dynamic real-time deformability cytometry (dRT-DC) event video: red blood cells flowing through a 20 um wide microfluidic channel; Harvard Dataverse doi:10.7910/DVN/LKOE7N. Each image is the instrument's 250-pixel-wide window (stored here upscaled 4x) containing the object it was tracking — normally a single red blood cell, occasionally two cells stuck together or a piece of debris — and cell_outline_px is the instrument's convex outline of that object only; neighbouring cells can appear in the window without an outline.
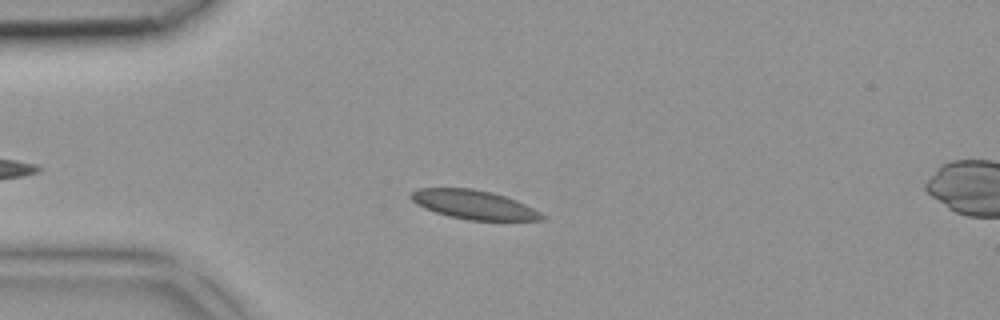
{"species": "common noctule bat (a hibernating species)", "species_latin": "Nyctalus noctula", "temperature_condition": "room temperature", "stored_images_in_passage": 36, "camera_frame_rate_fps": 3000, "um_per_image_px": 0.085, "animal": {"sex": "female", "body_mass_g": 18.4}, "frame": {"image": 1, "passage_image": 7, "time_ms": 2.0, "image_size_px": [1000, 320], "cell_outline_px": [[548, 216], [544, 220], [468, 220], [448, 216], [424, 208], [416, 204], [408, 196], [412, 192], [420, 188], [472, 188], [492, 192], [516, 200]], "centroid_in_image_um": [40.27, 17.4], "position_along_channel_um": 44.7, "area_um2": 22.08}}
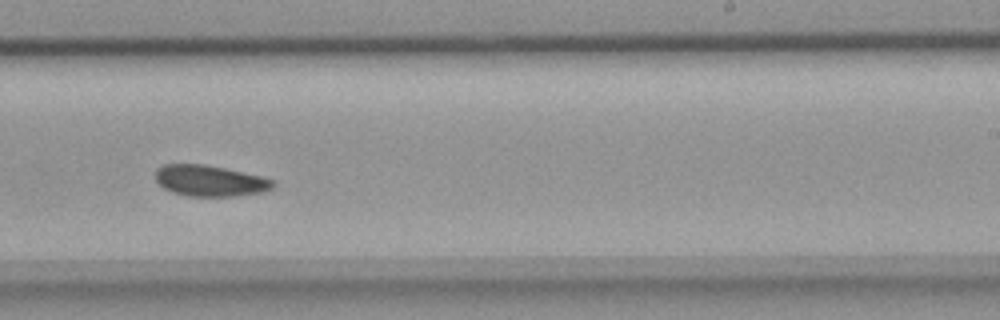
{"frame": {"image": 2, "passage_image": 23, "time_ms": 7.333, "image_size_px": [1000, 320], "cell_outline_px": [[276, 184], [272, 188], [260, 192], [236, 196], [188, 196], [172, 192], [164, 188], [156, 180], [156, 168], [164, 164], [204, 164], [224, 168], [260, 176], [272, 180]], "centroid_in_image_um": [17.81, 15.36], "position_along_channel_um": 271.2, "area_um2": 21.1}}
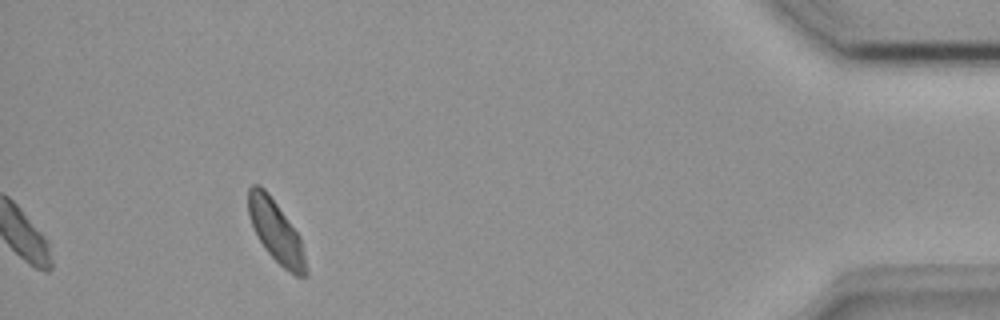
{"frame": {"image": 3, "passage_image": 36, "time_ms": 11.667, "image_size_px": [1000, 320], "cell_outline_px": [[308, 276], [296, 276], [284, 268], [264, 248], [248, 216], [248, 188], [252, 184], [260, 184], [268, 192], [300, 236], [308, 272]], "centroid_in_image_um": [23.46, 19.65], "position_along_channel_um": 411.7, "area_um2": 20.58}}